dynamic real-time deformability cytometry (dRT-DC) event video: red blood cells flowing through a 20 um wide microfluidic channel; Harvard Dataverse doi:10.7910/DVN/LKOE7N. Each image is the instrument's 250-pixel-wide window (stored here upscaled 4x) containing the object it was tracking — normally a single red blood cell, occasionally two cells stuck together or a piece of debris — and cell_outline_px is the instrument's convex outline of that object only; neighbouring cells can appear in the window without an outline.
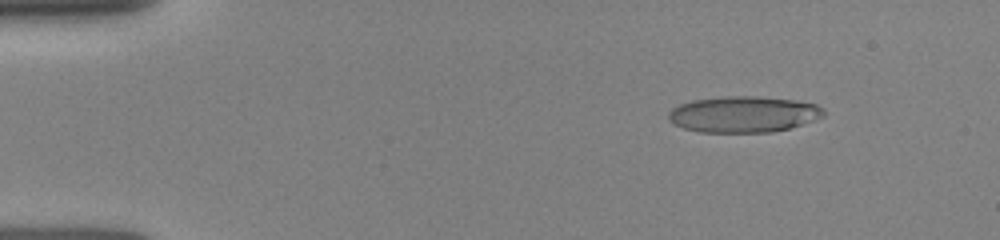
{"species": "human", "species_latin": "Homo sapiens", "temperature_condition": "room temperature", "stored_images_in_passage": 11, "camera_frame_rate_fps": 3000, "um_per_image_px": 0.085, "donor": {"sex": "female"}, "frame": {"image": 1, "passage_image": 10, "time_ms": 1.667, "image_size_px": [1000, 240], "cell_outline_px": [[824, 116], [788, 128], [772, 132], [700, 132], [684, 128], [672, 124], [668, 120], [668, 112], [672, 108], [680, 104], [692, 100], [724, 96], [760, 96], [796, 100], [816, 104], [824, 108]], "centroid_in_image_um": [63.16, 9.7], "position_along_channel_um": 21.8, "area_um2": 32.77}}